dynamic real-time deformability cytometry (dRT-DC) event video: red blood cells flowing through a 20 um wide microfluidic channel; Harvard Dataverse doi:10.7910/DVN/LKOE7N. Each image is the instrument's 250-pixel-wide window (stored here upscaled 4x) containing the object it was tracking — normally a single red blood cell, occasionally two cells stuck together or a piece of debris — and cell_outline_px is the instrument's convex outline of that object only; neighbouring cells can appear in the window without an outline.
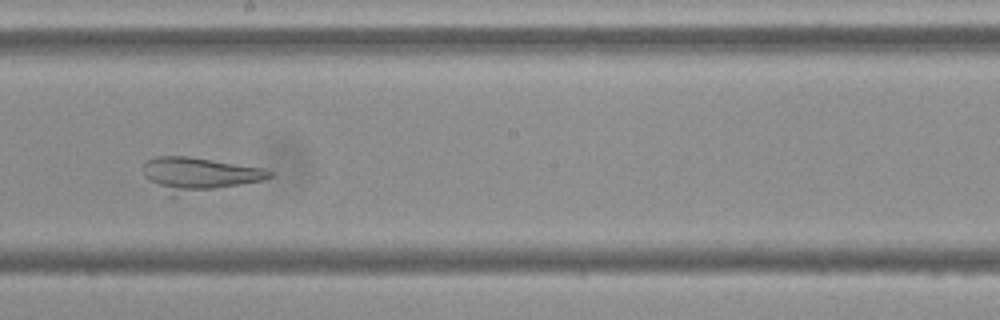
{"species": "Egyptian fruit bat (a non-hibernating species)", "species_latin": "Rousettus aegyptiacus", "temperature_condition": "cold", "stored_images_in_passage": 10, "camera_frame_rate_fps": 3000, "um_per_image_px": 0.085, "frame": {"image": 1, "passage_image": 8, "time_ms": 8.333, "image_size_px": [1000, 320], "cell_outline_px": [[276, 172], [272, 176], [264, 180], [176, 196], [168, 196], [148, 180], [144, 176], [144, 164], [148, 160], [156, 156], [188, 156], [264, 168]], "centroid_in_image_um": [16.9, 14.82], "position_along_channel_um": 231.3, "area_um2": 24.91}}
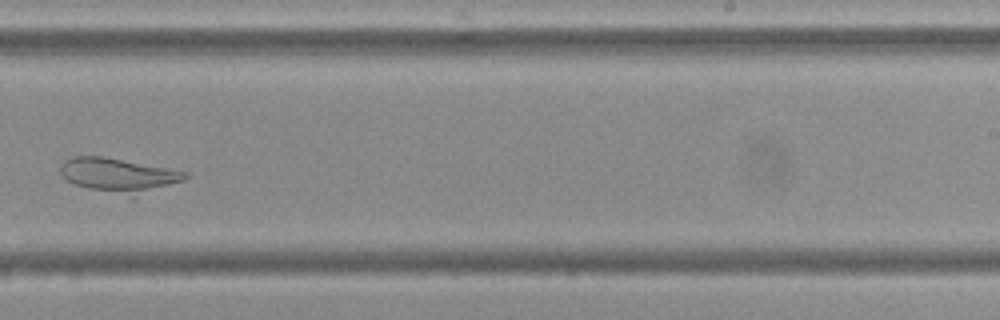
{"frame": {"image": 2, "passage_image": 9, "time_ms": 9.667, "image_size_px": [1000, 320], "cell_outline_px": [[188, 176], [184, 180], [128, 200], [88, 188], [76, 184], [68, 180], [60, 172], [60, 164], [64, 160], [72, 156], [100, 156], [168, 168], [188, 172]], "centroid_in_image_um": [10.09, 14.94], "position_along_channel_um": 278.9, "area_um2": 25.37}}